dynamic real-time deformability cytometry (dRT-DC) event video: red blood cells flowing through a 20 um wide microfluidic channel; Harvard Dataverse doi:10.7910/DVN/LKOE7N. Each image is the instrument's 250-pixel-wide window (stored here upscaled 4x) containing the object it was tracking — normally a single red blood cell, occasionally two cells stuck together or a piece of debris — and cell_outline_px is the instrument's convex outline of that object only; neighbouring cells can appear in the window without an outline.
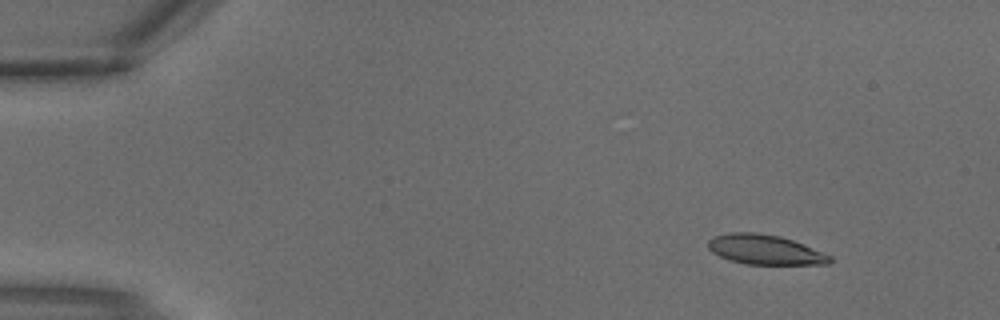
{"species": "common noctule bat (a hibernating species)", "species_latin": "Nyctalus noctula", "temperature_condition": "warm", "stored_images_in_passage": 4, "segment_of_instrument_passage": [2, 2], "camera_frame_rate_fps": 3000, "um_per_image_px": 0.085, "animal": {"sex": "male", "body_mass_g": 18.8}, "frame": {"image": 1, "passage_image": 4, "time_ms": 1.0, "image_size_px": [1000, 320], "cell_outline_px": [[832, 260], [828, 264], [748, 264], [732, 260], [720, 256], [712, 252], [708, 248], [708, 240], [712, 236], [728, 232], [752, 232], [780, 236], [804, 244], [832, 256]], "centroid_in_image_um": [65.01, 21.21], "position_along_channel_um": 20.0, "area_um2": 21.04}}